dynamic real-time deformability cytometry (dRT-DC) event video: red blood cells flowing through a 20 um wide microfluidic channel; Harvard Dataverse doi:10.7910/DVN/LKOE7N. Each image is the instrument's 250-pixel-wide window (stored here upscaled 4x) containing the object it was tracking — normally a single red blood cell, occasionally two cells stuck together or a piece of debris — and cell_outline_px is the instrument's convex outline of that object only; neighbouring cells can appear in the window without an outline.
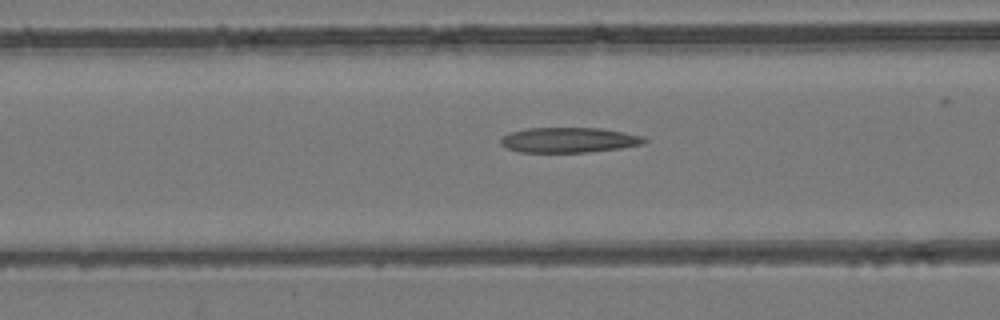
{"species": "common noctule bat (a hibernating species)", "species_latin": "Nyctalus noctula", "temperature_condition": "room temperature", "stored_images_in_passage": 39, "camera_frame_rate_fps": 3000, "um_per_image_px": 0.085, "animal": {"sex": "female", "body_mass_g": 24.6, "forearm_length_mm": 56.2}, "frame": {"image": 1, "passage_image": 14, "time_ms": 4.333, "image_size_px": [1000, 320], "cell_outline_px": [[648, 140], [644, 144], [620, 148], [584, 152], [516, 152], [500, 144], [500, 140], [508, 132], [528, 128], [600, 128], [624, 132], [644, 136]], "centroid_in_image_um": [48.36, 11.9], "position_along_channel_um": 118.2, "area_um2": 21.1}}
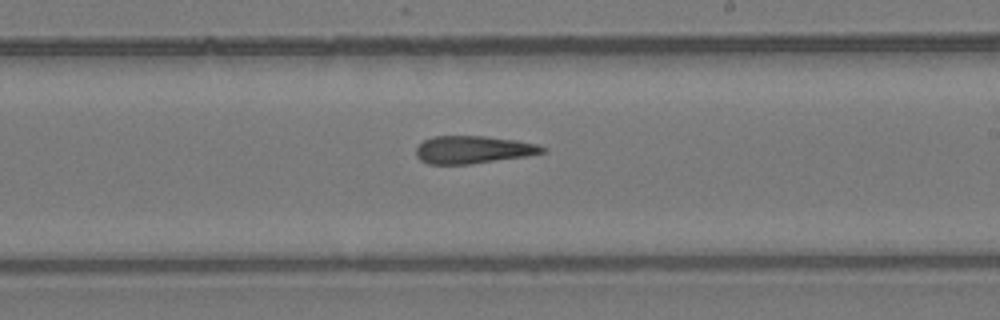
{"frame": {"image": 2, "passage_image": 24, "time_ms": 7.667, "image_size_px": [1000, 320], "cell_outline_px": [[548, 152], [528, 156], [472, 164], [428, 164], [420, 160], [416, 156], [416, 148], [424, 140], [432, 136], [484, 136], [516, 140], [536, 144], [548, 148]], "centroid_in_image_um": [40.25, 12.73], "position_along_channel_um": 248.8, "area_um2": 20.58}}
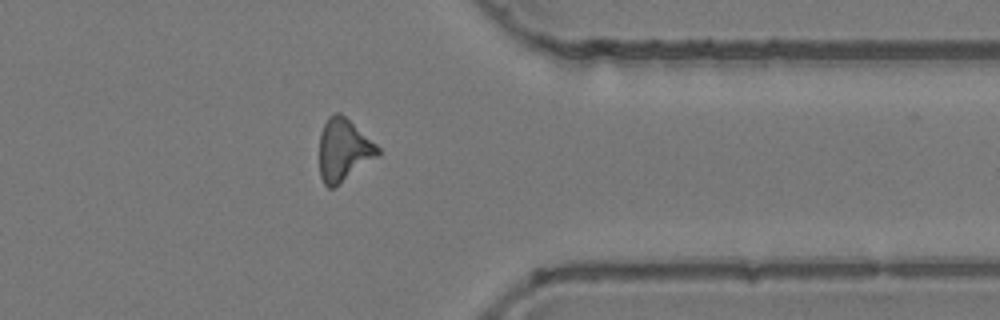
{"frame": {"image": 3, "passage_image": 35, "time_ms": 11.333, "image_size_px": [1000, 320], "cell_outline_px": [[380, 156], [336, 188], [328, 188], [324, 184], [320, 176], [320, 132], [328, 116], [336, 112], [340, 112], [376, 144], [380, 148]], "centroid_in_image_um": [29.22, 12.79], "position_along_channel_um": 382.2, "area_um2": 21.62}}